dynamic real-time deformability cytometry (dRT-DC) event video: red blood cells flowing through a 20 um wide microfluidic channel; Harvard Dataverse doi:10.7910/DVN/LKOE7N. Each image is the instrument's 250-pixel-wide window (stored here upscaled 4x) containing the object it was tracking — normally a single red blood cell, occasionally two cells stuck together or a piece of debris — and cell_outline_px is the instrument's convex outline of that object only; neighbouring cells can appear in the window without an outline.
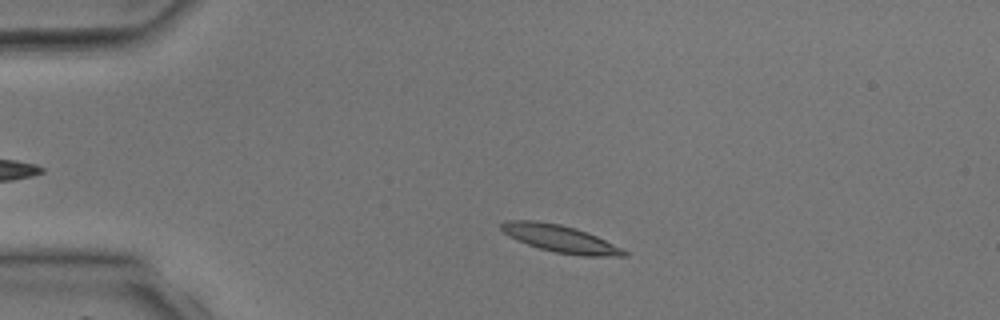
{"species": "common noctule bat (a hibernating species)", "species_latin": "Nyctalus noctula", "temperature_condition": "room temperature", "stored_images_in_passage": 36, "camera_frame_rate_fps": 3000, "um_per_image_px": 0.085, "animal": {"sex": "male", "body_mass_g": 17.9, "forearm_length_mm": 54.2}, "frame": {"image": 1, "passage_image": 5, "time_ms": 1.333, "image_size_px": [1000, 320], "cell_outline_px": [[628, 256], [580, 256], [556, 252], [540, 248], [516, 240], [504, 232], [500, 228], [500, 224], [504, 220], [536, 220], [560, 224], [576, 228], [596, 236], [624, 248], [628, 252]], "centroid_in_image_um": [47.64, 20.28], "position_along_channel_um": 37.4, "area_um2": 19.54}}
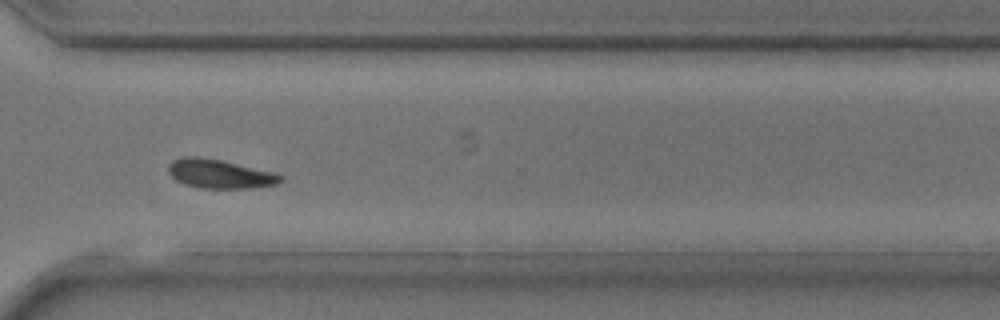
{"frame": {"image": 2, "passage_image": 26, "time_ms": 8.333, "image_size_px": [1000, 320], "cell_outline_px": [[284, 180], [276, 184], [252, 188], [200, 188], [184, 184], [176, 180], [168, 172], [168, 164], [172, 160], [184, 156], [196, 156], [220, 160], [272, 172], [284, 176]], "centroid_in_image_um": [18.65, 14.78], "position_along_channel_um": 351.9, "area_um2": 18.84}}
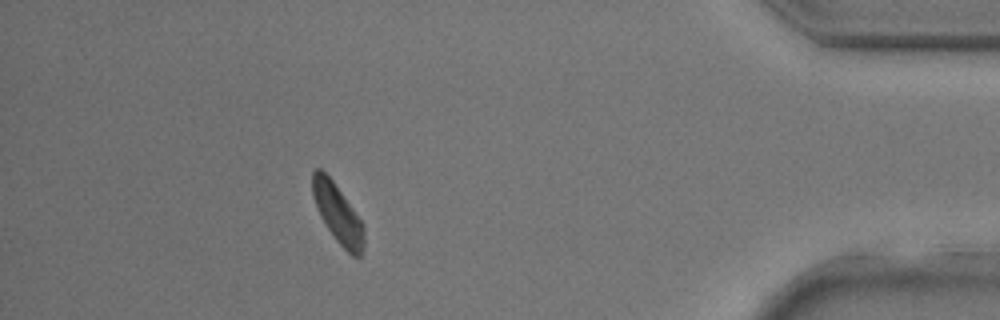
{"frame": {"image": 3, "passage_image": 32, "time_ms": 10.333, "image_size_px": [1000, 320], "cell_outline_px": [[364, 248], [360, 256], [352, 256], [336, 240], [320, 216], [312, 196], [312, 172], [316, 168], [320, 168], [332, 180], [364, 224]], "centroid_in_image_um": [28.71, 18.16], "position_along_channel_um": 406.5, "area_um2": 17.46}}